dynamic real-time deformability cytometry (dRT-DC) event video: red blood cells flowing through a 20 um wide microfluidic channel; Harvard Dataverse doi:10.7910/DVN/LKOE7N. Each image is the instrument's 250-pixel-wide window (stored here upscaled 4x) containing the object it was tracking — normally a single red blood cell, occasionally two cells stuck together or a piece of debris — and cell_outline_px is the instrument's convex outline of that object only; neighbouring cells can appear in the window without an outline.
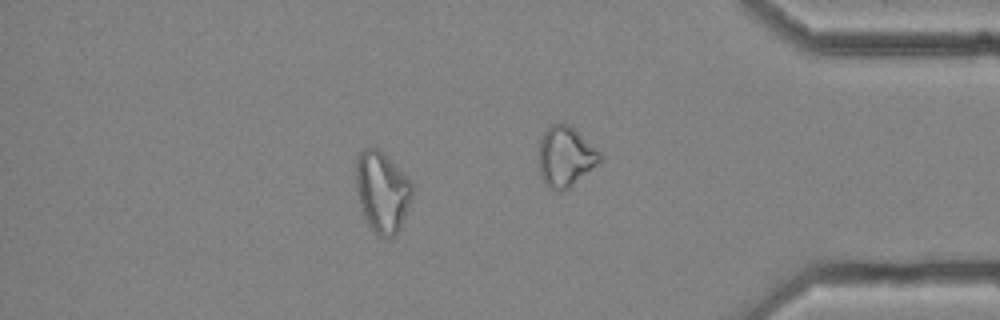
{"species": "common noctule bat (a hibernating species)", "species_latin": "Nyctalus noctula", "temperature_condition": "cold", "stored_images_in_passage": 57, "camera_frame_rate_fps": 3000, "um_per_image_px": 0.085, "animal": {"sex": "female", "body_mass_g": 25.1}, "frame": {"image": 1, "passage_image": 49, "time_ms": 16.0, "image_size_px": [1000, 320], "cell_outline_px": [[412, 196], [408, 208], [400, 228], [388, 240], [376, 236], [368, 224], [364, 216], [360, 204], [356, 184], [356, 160], [360, 152], [364, 148], [376, 148], [412, 184]], "centroid_in_image_um": [32.46, 16.38], "position_along_channel_um": 402.7, "area_um2": 25.84}}